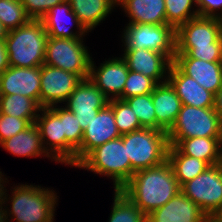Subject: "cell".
Masks as SVG:
<instances>
[{"label":"cell","mask_w":222,"mask_h":222,"mask_svg":"<svg viewBox=\"0 0 222 222\" xmlns=\"http://www.w3.org/2000/svg\"><path fill=\"white\" fill-rule=\"evenodd\" d=\"M48 37L41 19H31L25 25L8 31L5 44L9 65L22 68L42 66Z\"/></svg>","instance_id":"cell-2"},{"label":"cell","mask_w":222,"mask_h":222,"mask_svg":"<svg viewBox=\"0 0 222 222\" xmlns=\"http://www.w3.org/2000/svg\"><path fill=\"white\" fill-rule=\"evenodd\" d=\"M40 111L43 112L42 117L39 114L35 124L39 129L42 145L47 154L52 155V159L65 163V134H63L62 119L50 107L41 108ZM44 144H49L51 147H45Z\"/></svg>","instance_id":"cell-20"},{"label":"cell","mask_w":222,"mask_h":222,"mask_svg":"<svg viewBox=\"0 0 222 222\" xmlns=\"http://www.w3.org/2000/svg\"><path fill=\"white\" fill-rule=\"evenodd\" d=\"M130 17L129 23L136 24H166V9L164 0H117Z\"/></svg>","instance_id":"cell-22"},{"label":"cell","mask_w":222,"mask_h":222,"mask_svg":"<svg viewBox=\"0 0 222 222\" xmlns=\"http://www.w3.org/2000/svg\"><path fill=\"white\" fill-rule=\"evenodd\" d=\"M166 9V24L175 31L188 20L199 16L198 10L191 12V6L196 0H164Z\"/></svg>","instance_id":"cell-32"},{"label":"cell","mask_w":222,"mask_h":222,"mask_svg":"<svg viewBox=\"0 0 222 222\" xmlns=\"http://www.w3.org/2000/svg\"><path fill=\"white\" fill-rule=\"evenodd\" d=\"M67 16H69L73 23L76 24V27L79 30L78 32L74 33L70 31L68 28L69 26L64 25L65 21L62 23L61 19H64ZM41 20L43 21L45 31L49 37L76 39L82 38L84 36L83 34L87 33V31L81 26L78 18L71 9L70 3L67 0L49 9Z\"/></svg>","instance_id":"cell-23"},{"label":"cell","mask_w":222,"mask_h":222,"mask_svg":"<svg viewBox=\"0 0 222 222\" xmlns=\"http://www.w3.org/2000/svg\"><path fill=\"white\" fill-rule=\"evenodd\" d=\"M41 106L27 96L20 94L0 95V113L22 119H36Z\"/></svg>","instance_id":"cell-29"},{"label":"cell","mask_w":222,"mask_h":222,"mask_svg":"<svg viewBox=\"0 0 222 222\" xmlns=\"http://www.w3.org/2000/svg\"><path fill=\"white\" fill-rule=\"evenodd\" d=\"M30 20L21 0H0V22L7 31L21 27Z\"/></svg>","instance_id":"cell-31"},{"label":"cell","mask_w":222,"mask_h":222,"mask_svg":"<svg viewBox=\"0 0 222 222\" xmlns=\"http://www.w3.org/2000/svg\"><path fill=\"white\" fill-rule=\"evenodd\" d=\"M13 189L7 218L11 214L17 222H53L57 202L53 190L24 184Z\"/></svg>","instance_id":"cell-6"},{"label":"cell","mask_w":222,"mask_h":222,"mask_svg":"<svg viewBox=\"0 0 222 222\" xmlns=\"http://www.w3.org/2000/svg\"><path fill=\"white\" fill-rule=\"evenodd\" d=\"M66 102V108L77 117L84 130L98 111L108 104L109 99L87 78L76 86Z\"/></svg>","instance_id":"cell-13"},{"label":"cell","mask_w":222,"mask_h":222,"mask_svg":"<svg viewBox=\"0 0 222 222\" xmlns=\"http://www.w3.org/2000/svg\"><path fill=\"white\" fill-rule=\"evenodd\" d=\"M167 73L166 79L175 89L182 104L198 108L214 107L215 95L184 74L173 62Z\"/></svg>","instance_id":"cell-19"},{"label":"cell","mask_w":222,"mask_h":222,"mask_svg":"<svg viewBox=\"0 0 222 222\" xmlns=\"http://www.w3.org/2000/svg\"><path fill=\"white\" fill-rule=\"evenodd\" d=\"M156 85L157 83L152 78L129 70L123 92L117 99L125 100L137 95L152 93Z\"/></svg>","instance_id":"cell-35"},{"label":"cell","mask_w":222,"mask_h":222,"mask_svg":"<svg viewBox=\"0 0 222 222\" xmlns=\"http://www.w3.org/2000/svg\"><path fill=\"white\" fill-rule=\"evenodd\" d=\"M214 109L218 113L222 121V86L220 87L218 92L215 94Z\"/></svg>","instance_id":"cell-41"},{"label":"cell","mask_w":222,"mask_h":222,"mask_svg":"<svg viewBox=\"0 0 222 222\" xmlns=\"http://www.w3.org/2000/svg\"><path fill=\"white\" fill-rule=\"evenodd\" d=\"M9 66L5 41H0V74H2Z\"/></svg>","instance_id":"cell-40"},{"label":"cell","mask_w":222,"mask_h":222,"mask_svg":"<svg viewBox=\"0 0 222 222\" xmlns=\"http://www.w3.org/2000/svg\"><path fill=\"white\" fill-rule=\"evenodd\" d=\"M173 63L186 75L195 79L214 95L222 86V66L220 62H206L190 58L187 54H175Z\"/></svg>","instance_id":"cell-18"},{"label":"cell","mask_w":222,"mask_h":222,"mask_svg":"<svg viewBox=\"0 0 222 222\" xmlns=\"http://www.w3.org/2000/svg\"><path fill=\"white\" fill-rule=\"evenodd\" d=\"M1 146L13 155L35 157L44 153L43 155L50 157L42 145L40 132L35 123L3 141Z\"/></svg>","instance_id":"cell-26"},{"label":"cell","mask_w":222,"mask_h":222,"mask_svg":"<svg viewBox=\"0 0 222 222\" xmlns=\"http://www.w3.org/2000/svg\"><path fill=\"white\" fill-rule=\"evenodd\" d=\"M122 136L116 127L114 112L107 104L83 130L81 146L76 150V166L96 147Z\"/></svg>","instance_id":"cell-12"},{"label":"cell","mask_w":222,"mask_h":222,"mask_svg":"<svg viewBox=\"0 0 222 222\" xmlns=\"http://www.w3.org/2000/svg\"><path fill=\"white\" fill-rule=\"evenodd\" d=\"M167 160L173 168L180 187L209 167L203 160L182 154L174 145L168 147Z\"/></svg>","instance_id":"cell-28"},{"label":"cell","mask_w":222,"mask_h":222,"mask_svg":"<svg viewBox=\"0 0 222 222\" xmlns=\"http://www.w3.org/2000/svg\"><path fill=\"white\" fill-rule=\"evenodd\" d=\"M81 38L48 37L44 64L77 74L82 80L89 77L91 57Z\"/></svg>","instance_id":"cell-7"},{"label":"cell","mask_w":222,"mask_h":222,"mask_svg":"<svg viewBox=\"0 0 222 222\" xmlns=\"http://www.w3.org/2000/svg\"><path fill=\"white\" fill-rule=\"evenodd\" d=\"M108 104L113 109L116 127L121 135L142 129L137 116L124 100L110 99Z\"/></svg>","instance_id":"cell-34"},{"label":"cell","mask_w":222,"mask_h":222,"mask_svg":"<svg viewBox=\"0 0 222 222\" xmlns=\"http://www.w3.org/2000/svg\"><path fill=\"white\" fill-rule=\"evenodd\" d=\"M195 137L222 138V121L214 107L182 104L175 123L167 132L168 143L175 146L181 139Z\"/></svg>","instance_id":"cell-5"},{"label":"cell","mask_w":222,"mask_h":222,"mask_svg":"<svg viewBox=\"0 0 222 222\" xmlns=\"http://www.w3.org/2000/svg\"><path fill=\"white\" fill-rule=\"evenodd\" d=\"M124 50L125 53L122 58L130 71L142 73L152 78L157 84L168 81L166 79L161 81L164 77L166 78V71H169L172 64V61L166 55L142 48Z\"/></svg>","instance_id":"cell-16"},{"label":"cell","mask_w":222,"mask_h":222,"mask_svg":"<svg viewBox=\"0 0 222 222\" xmlns=\"http://www.w3.org/2000/svg\"><path fill=\"white\" fill-rule=\"evenodd\" d=\"M175 147L182 154L203 160L209 166L218 165L222 161V138L181 139Z\"/></svg>","instance_id":"cell-24"},{"label":"cell","mask_w":222,"mask_h":222,"mask_svg":"<svg viewBox=\"0 0 222 222\" xmlns=\"http://www.w3.org/2000/svg\"><path fill=\"white\" fill-rule=\"evenodd\" d=\"M81 26L89 32L107 17L117 0H67Z\"/></svg>","instance_id":"cell-25"},{"label":"cell","mask_w":222,"mask_h":222,"mask_svg":"<svg viewBox=\"0 0 222 222\" xmlns=\"http://www.w3.org/2000/svg\"><path fill=\"white\" fill-rule=\"evenodd\" d=\"M157 118V130L168 132L175 123L182 102L169 81L158 83L152 92Z\"/></svg>","instance_id":"cell-21"},{"label":"cell","mask_w":222,"mask_h":222,"mask_svg":"<svg viewBox=\"0 0 222 222\" xmlns=\"http://www.w3.org/2000/svg\"><path fill=\"white\" fill-rule=\"evenodd\" d=\"M176 48L222 47L220 18L197 16L175 31Z\"/></svg>","instance_id":"cell-10"},{"label":"cell","mask_w":222,"mask_h":222,"mask_svg":"<svg viewBox=\"0 0 222 222\" xmlns=\"http://www.w3.org/2000/svg\"><path fill=\"white\" fill-rule=\"evenodd\" d=\"M198 7L199 16L206 17H222V0H196L194 3ZM221 9V14L216 13V11Z\"/></svg>","instance_id":"cell-39"},{"label":"cell","mask_w":222,"mask_h":222,"mask_svg":"<svg viewBox=\"0 0 222 222\" xmlns=\"http://www.w3.org/2000/svg\"><path fill=\"white\" fill-rule=\"evenodd\" d=\"M109 222H147V215L122 193V191L115 190Z\"/></svg>","instance_id":"cell-30"},{"label":"cell","mask_w":222,"mask_h":222,"mask_svg":"<svg viewBox=\"0 0 222 222\" xmlns=\"http://www.w3.org/2000/svg\"><path fill=\"white\" fill-rule=\"evenodd\" d=\"M62 119L65 134V164L76 166V150L81 146L83 130L77 117L65 108L50 107Z\"/></svg>","instance_id":"cell-27"},{"label":"cell","mask_w":222,"mask_h":222,"mask_svg":"<svg viewBox=\"0 0 222 222\" xmlns=\"http://www.w3.org/2000/svg\"><path fill=\"white\" fill-rule=\"evenodd\" d=\"M123 34L125 49H149L163 53L173 62L176 41L175 30L170 25L129 23Z\"/></svg>","instance_id":"cell-8"},{"label":"cell","mask_w":222,"mask_h":222,"mask_svg":"<svg viewBox=\"0 0 222 222\" xmlns=\"http://www.w3.org/2000/svg\"><path fill=\"white\" fill-rule=\"evenodd\" d=\"M7 30L4 28V26L0 22V41H5V38L7 36Z\"/></svg>","instance_id":"cell-44"},{"label":"cell","mask_w":222,"mask_h":222,"mask_svg":"<svg viewBox=\"0 0 222 222\" xmlns=\"http://www.w3.org/2000/svg\"><path fill=\"white\" fill-rule=\"evenodd\" d=\"M77 167L112 177L115 190L131 178V163L121 136L93 149Z\"/></svg>","instance_id":"cell-4"},{"label":"cell","mask_w":222,"mask_h":222,"mask_svg":"<svg viewBox=\"0 0 222 222\" xmlns=\"http://www.w3.org/2000/svg\"><path fill=\"white\" fill-rule=\"evenodd\" d=\"M31 19H41L52 7L65 0H21Z\"/></svg>","instance_id":"cell-38"},{"label":"cell","mask_w":222,"mask_h":222,"mask_svg":"<svg viewBox=\"0 0 222 222\" xmlns=\"http://www.w3.org/2000/svg\"><path fill=\"white\" fill-rule=\"evenodd\" d=\"M222 47L176 48L175 54H187L190 58L206 62H220Z\"/></svg>","instance_id":"cell-37"},{"label":"cell","mask_w":222,"mask_h":222,"mask_svg":"<svg viewBox=\"0 0 222 222\" xmlns=\"http://www.w3.org/2000/svg\"><path fill=\"white\" fill-rule=\"evenodd\" d=\"M2 177H3L2 173L0 172V207H3L1 205L5 203V201H6L5 199L7 198L6 197L7 193H5V191H4L5 189L3 187V183L6 182V181H4V179Z\"/></svg>","instance_id":"cell-42"},{"label":"cell","mask_w":222,"mask_h":222,"mask_svg":"<svg viewBox=\"0 0 222 222\" xmlns=\"http://www.w3.org/2000/svg\"><path fill=\"white\" fill-rule=\"evenodd\" d=\"M36 119H22L0 113V144L28 128Z\"/></svg>","instance_id":"cell-36"},{"label":"cell","mask_w":222,"mask_h":222,"mask_svg":"<svg viewBox=\"0 0 222 222\" xmlns=\"http://www.w3.org/2000/svg\"><path fill=\"white\" fill-rule=\"evenodd\" d=\"M82 79L75 73L63 69L41 66L40 106L49 108L56 103L66 102Z\"/></svg>","instance_id":"cell-11"},{"label":"cell","mask_w":222,"mask_h":222,"mask_svg":"<svg viewBox=\"0 0 222 222\" xmlns=\"http://www.w3.org/2000/svg\"><path fill=\"white\" fill-rule=\"evenodd\" d=\"M121 137L130 159L131 177L138 170L160 165L167 160L169 143L166 131L142 128Z\"/></svg>","instance_id":"cell-3"},{"label":"cell","mask_w":222,"mask_h":222,"mask_svg":"<svg viewBox=\"0 0 222 222\" xmlns=\"http://www.w3.org/2000/svg\"><path fill=\"white\" fill-rule=\"evenodd\" d=\"M217 216L222 219V210L217 214Z\"/></svg>","instance_id":"cell-46"},{"label":"cell","mask_w":222,"mask_h":222,"mask_svg":"<svg viewBox=\"0 0 222 222\" xmlns=\"http://www.w3.org/2000/svg\"><path fill=\"white\" fill-rule=\"evenodd\" d=\"M145 215L164 206L181 190L168 160L136 171L120 189Z\"/></svg>","instance_id":"cell-1"},{"label":"cell","mask_w":222,"mask_h":222,"mask_svg":"<svg viewBox=\"0 0 222 222\" xmlns=\"http://www.w3.org/2000/svg\"><path fill=\"white\" fill-rule=\"evenodd\" d=\"M205 222H222V219L217 215H208L205 219Z\"/></svg>","instance_id":"cell-43"},{"label":"cell","mask_w":222,"mask_h":222,"mask_svg":"<svg viewBox=\"0 0 222 222\" xmlns=\"http://www.w3.org/2000/svg\"><path fill=\"white\" fill-rule=\"evenodd\" d=\"M3 207H0V222H8L7 219V210L5 211L4 209L2 210ZM6 220V221H5Z\"/></svg>","instance_id":"cell-45"},{"label":"cell","mask_w":222,"mask_h":222,"mask_svg":"<svg viewBox=\"0 0 222 222\" xmlns=\"http://www.w3.org/2000/svg\"><path fill=\"white\" fill-rule=\"evenodd\" d=\"M137 116L142 128L157 130V118L152 103V93L137 95L124 100Z\"/></svg>","instance_id":"cell-33"},{"label":"cell","mask_w":222,"mask_h":222,"mask_svg":"<svg viewBox=\"0 0 222 222\" xmlns=\"http://www.w3.org/2000/svg\"><path fill=\"white\" fill-rule=\"evenodd\" d=\"M180 190L207 216L217 215L222 210V165L209 166L203 173L184 183Z\"/></svg>","instance_id":"cell-9"},{"label":"cell","mask_w":222,"mask_h":222,"mask_svg":"<svg viewBox=\"0 0 222 222\" xmlns=\"http://www.w3.org/2000/svg\"><path fill=\"white\" fill-rule=\"evenodd\" d=\"M128 73L129 68L124 59L115 57L102 63L97 70L91 60L88 78L110 100L117 99L122 94ZM109 94L112 98H109Z\"/></svg>","instance_id":"cell-15"},{"label":"cell","mask_w":222,"mask_h":222,"mask_svg":"<svg viewBox=\"0 0 222 222\" xmlns=\"http://www.w3.org/2000/svg\"><path fill=\"white\" fill-rule=\"evenodd\" d=\"M206 213L181 191L147 215V222H205Z\"/></svg>","instance_id":"cell-17"},{"label":"cell","mask_w":222,"mask_h":222,"mask_svg":"<svg viewBox=\"0 0 222 222\" xmlns=\"http://www.w3.org/2000/svg\"><path fill=\"white\" fill-rule=\"evenodd\" d=\"M41 66L22 68L9 66L0 74V95L20 94L40 105Z\"/></svg>","instance_id":"cell-14"},{"label":"cell","mask_w":222,"mask_h":222,"mask_svg":"<svg viewBox=\"0 0 222 222\" xmlns=\"http://www.w3.org/2000/svg\"><path fill=\"white\" fill-rule=\"evenodd\" d=\"M220 64H221V66H222V51H221Z\"/></svg>","instance_id":"cell-47"}]
</instances>
